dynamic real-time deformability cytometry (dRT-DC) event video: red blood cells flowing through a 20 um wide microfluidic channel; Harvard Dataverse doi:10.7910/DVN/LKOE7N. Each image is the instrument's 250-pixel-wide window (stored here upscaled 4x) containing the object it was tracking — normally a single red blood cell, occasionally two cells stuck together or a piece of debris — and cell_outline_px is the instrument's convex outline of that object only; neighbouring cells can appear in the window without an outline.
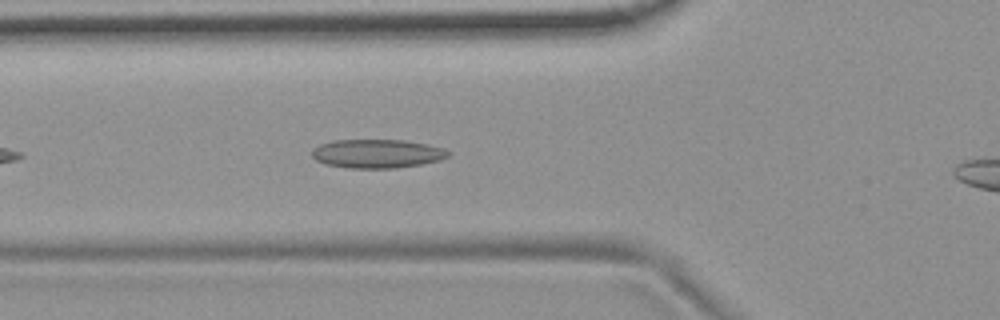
{"species": "common noctule bat (a hibernating species)", "species_latin": "Nyctalus noctula", "temperature_condition": "room temperature", "stored_images_in_passage": 11, "camera_frame_rate_fps": 3000, "um_per_image_px": 0.085, "animal": {"sex": "female", "body_mass_g": 19.9}, "frame": {"image": 1, "passage_image": 7, "time_ms": 2.0, "image_size_px": [1000, 320], "cell_outline_px": [[448, 156], [440, 160], [420, 164], [396, 168], [348, 168], [324, 164], [316, 160], [312, 156], [312, 148], [320, 144], [332, 140], [404, 140], [428, 144], [444, 148], [448, 152]], "centroid_in_image_um": [32.02, 13.06], "position_along_channel_um": 93.8, "area_um2": 22.89}}